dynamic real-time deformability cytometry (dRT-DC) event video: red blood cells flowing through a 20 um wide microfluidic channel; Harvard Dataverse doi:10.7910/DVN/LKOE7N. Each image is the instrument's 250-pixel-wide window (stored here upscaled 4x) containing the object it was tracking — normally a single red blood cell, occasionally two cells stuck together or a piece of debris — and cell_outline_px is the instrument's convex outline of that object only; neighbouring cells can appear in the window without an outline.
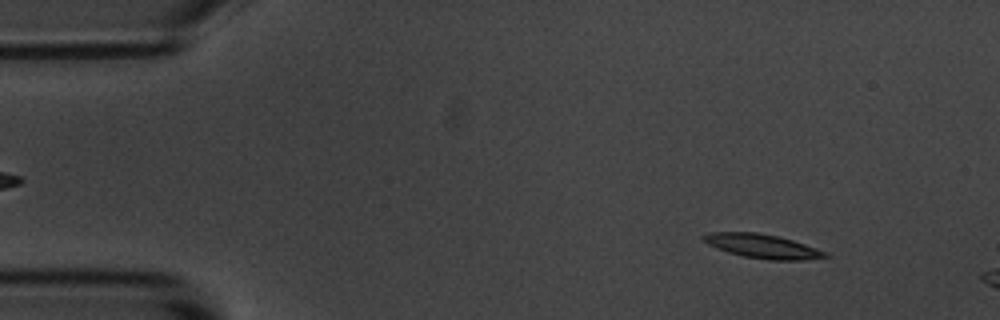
{"species": "common noctule bat (a hibernating species)", "species_latin": "Nyctalus noctula", "temperature_condition": "room temperature", "stored_images_in_passage": 15, "camera_frame_rate_fps": 3000, "um_per_image_px": 0.085, "animal": {"sex": "male", "body_mass_g": 20.1, "forearm_length_mm": 53.5}, "frame": {"image": 1, "passage_image": 5, "time_ms": 1.333, "image_size_px": [1000, 320], "cell_outline_px": [[832, 256], [804, 260], [768, 260], [744, 256], [728, 252], [716, 248], [700, 240], [700, 236], [708, 232], [756, 232], [776, 236], [792, 240], [828, 252]], "centroid_in_image_um": [64.78, 20.92], "position_along_channel_um": 20.2, "area_um2": 17.17}}